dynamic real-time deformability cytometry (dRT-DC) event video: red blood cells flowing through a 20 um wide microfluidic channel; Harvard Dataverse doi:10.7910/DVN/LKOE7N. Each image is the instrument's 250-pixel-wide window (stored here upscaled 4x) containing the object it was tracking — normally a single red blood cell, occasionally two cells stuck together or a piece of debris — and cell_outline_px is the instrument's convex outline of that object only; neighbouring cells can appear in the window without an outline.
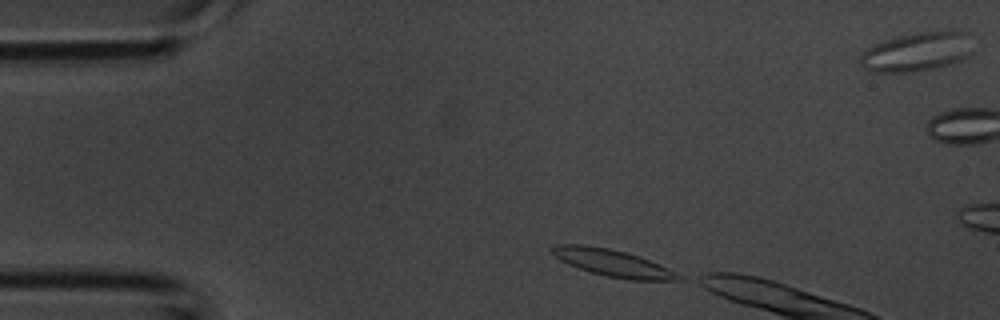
{"species": "common noctule bat (a hibernating species)", "species_latin": "Nyctalus noctula", "temperature_condition": "room temperature", "stored_images_in_passage": 4, "camera_frame_rate_fps": 3000, "um_per_image_px": 0.085, "animal": {"sex": "male", "body_mass_g": 20.1, "forearm_length_mm": 53.5}, "frame": {"image": 1, "passage_image": 1, "time_ms": 0.0, "image_size_px": [1000, 320], "cell_outline_px": [[684, 276], [680, 280], [628, 280], [588, 272], [568, 264], [560, 260], [548, 252], [548, 248], [556, 244], [584, 244], [608, 248], [640, 256], [668, 268]], "centroid_in_image_um": [52.02, 22.34], "position_along_channel_um": 33.0, "area_um2": 20.11}}